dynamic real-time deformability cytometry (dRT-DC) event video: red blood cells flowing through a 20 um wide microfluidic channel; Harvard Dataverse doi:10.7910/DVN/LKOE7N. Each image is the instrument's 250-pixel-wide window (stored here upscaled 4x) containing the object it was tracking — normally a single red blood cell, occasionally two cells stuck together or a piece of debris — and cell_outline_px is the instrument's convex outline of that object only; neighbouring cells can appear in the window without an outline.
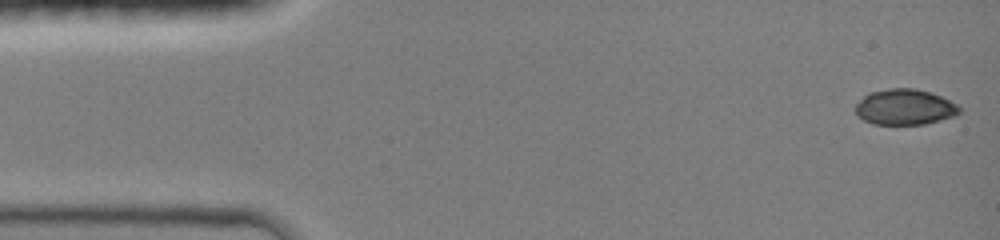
{"species": "common noctule bat (a hibernating species)", "species_latin": "Nyctalus noctula", "temperature_condition": "room temperature", "stored_images_in_passage": 45, "camera_frame_rate_fps": 3000, "um_per_image_px": 0.085, "animal": {"sex": "female", "body_mass_g": 19.0, "forearm_length_mm": 51.5}, "frame": {"image": 1, "passage_image": 1, "time_ms": 0.0, "image_size_px": [1000, 240], "cell_outline_px": [[960, 112], [956, 116], [924, 124], [872, 124], [864, 120], [856, 112], [856, 104], [868, 92], [888, 88], [916, 88], [940, 96], [956, 104], [960, 108]], "centroid_in_image_um": [76.9, 9.09], "position_along_channel_um": 8.1, "area_um2": 21.5}}
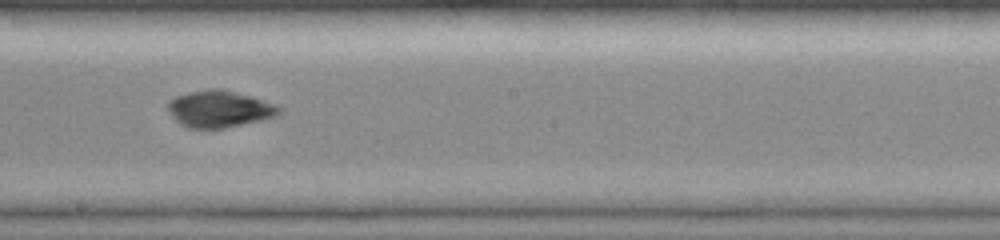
{"frame": {"image": 2, "passage_image": 25, "time_ms": 8.0, "image_size_px": [1000, 240], "cell_outline_px": [[280, 112], [276, 116], [264, 120], [224, 128], [188, 128], [180, 124], [172, 116], [168, 108], [168, 100], [176, 96], [188, 92], [208, 88], [224, 88], [252, 96], [272, 104], [280, 108]], "centroid_in_image_um": [18.62, 9.25], "position_along_channel_um": 229.6, "area_um2": 23.93}}
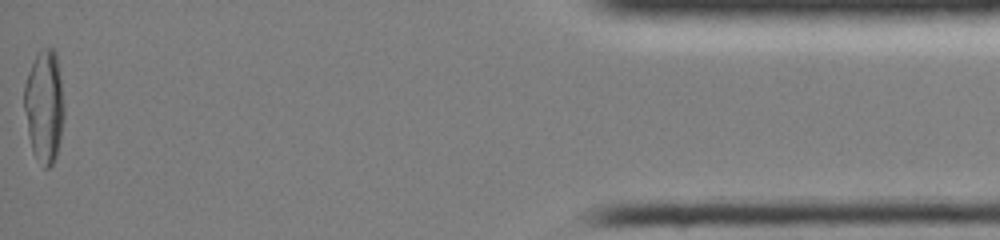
{"frame": {"image": 3, "passage_image": 45, "time_ms": 14.667, "image_size_px": [1000, 240], "cell_outline_px": [[64, 116], [60, 140], [56, 156], [52, 164], [48, 168], [44, 168], [32, 152], [28, 132], [24, 108], [24, 84], [28, 72], [40, 48], [52, 48], [56, 52], [60, 76], [64, 104]], "centroid_in_image_um": [3.77, 9.03], "position_along_channel_um": 431.4, "area_um2": 26.18}, "authors_computed_cell_mechanics": {"area_um2": 23.6402, "velocity_mm_per_s": 4.2168, "shape_relaxation_time_tau1_ms": 7.1843, "shape_relaxation_time_tau2_ms": 1.7946, "deformation_change_tau1": 0.1716, "deformation_change_tau2": 0.036}}